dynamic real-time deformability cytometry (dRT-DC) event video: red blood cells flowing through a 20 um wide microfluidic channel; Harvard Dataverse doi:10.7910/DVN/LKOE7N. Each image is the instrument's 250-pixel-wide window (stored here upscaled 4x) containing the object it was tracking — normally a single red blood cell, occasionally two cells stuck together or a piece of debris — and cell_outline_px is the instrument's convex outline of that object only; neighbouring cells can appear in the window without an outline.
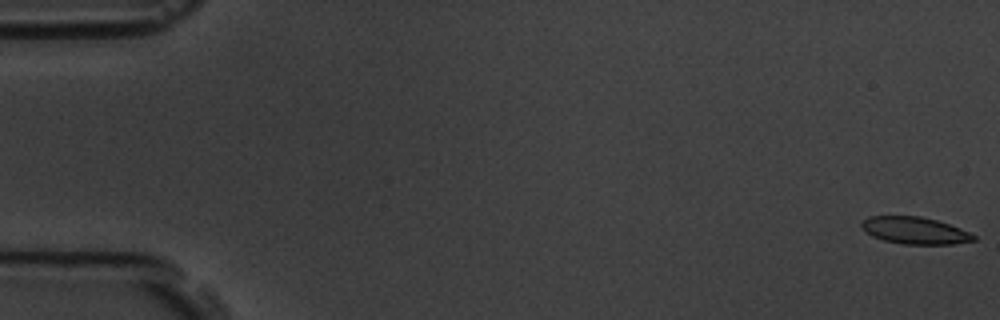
{"species": "common noctule bat (a hibernating species)", "species_latin": "Nyctalus noctula", "temperature_condition": "room temperature", "stored_images_in_passage": 17, "camera_frame_rate_fps": 3000, "um_per_image_px": 0.085, "animal": {"sex": "male", "body_mass_g": 19.5, "forearm_length_mm": 54.6}, "frame": {"image": 1, "passage_image": 1, "time_ms": 0.0, "image_size_px": [1000, 320], "cell_outline_px": [[976, 240], [952, 244], [904, 244], [884, 240], [872, 236], [860, 224], [868, 216], [920, 216], [936, 220], [960, 228], [976, 236]], "centroid_in_image_um": [77.77, 19.59], "position_along_channel_um": 7.2, "area_um2": 17.4}}
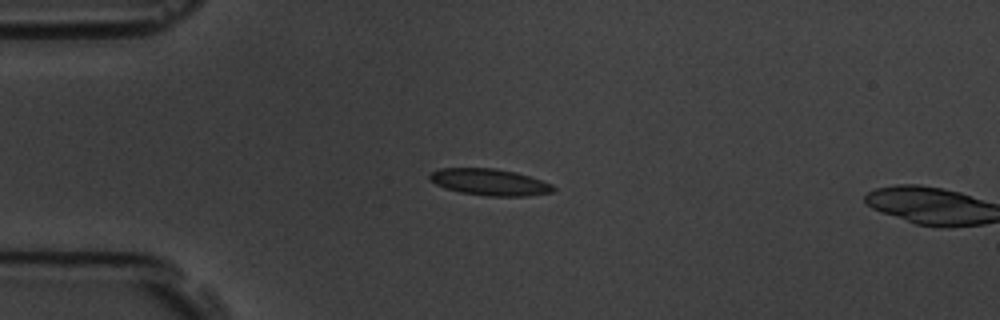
{"frame": {"image": 2, "passage_image": 15, "time_ms": 4.667, "image_size_px": [1000, 320], "cell_outline_px": [[556, 188], [552, 192], [528, 196], [488, 196], [460, 192], [444, 188], [428, 180], [428, 176], [432, 172], [440, 168], [496, 168], [516, 172], [552, 184]], "centroid_in_image_um": [41.59, 15.48], "position_along_channel_um": 43.4, "area_um2": 19.19}}